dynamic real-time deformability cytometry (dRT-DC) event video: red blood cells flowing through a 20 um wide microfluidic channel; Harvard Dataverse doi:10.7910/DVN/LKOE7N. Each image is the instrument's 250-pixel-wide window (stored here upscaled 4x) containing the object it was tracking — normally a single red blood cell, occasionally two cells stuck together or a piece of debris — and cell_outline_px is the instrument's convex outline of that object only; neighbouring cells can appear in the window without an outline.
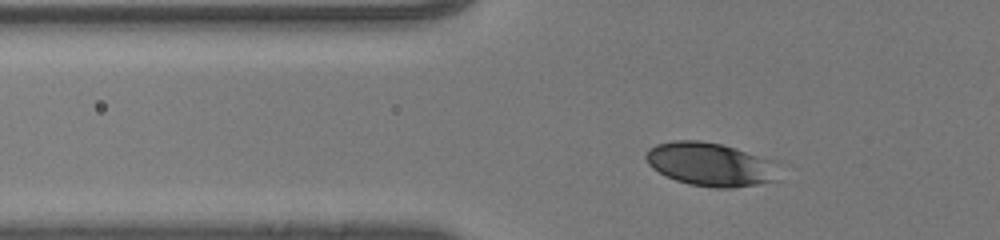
{"species": "human", "species_latin": "Homo sapiens", "temperature_condition": "room temperature", "stored_images_in_passage": 32, "camera_frame_rate_fps": 3000, "um_per_image_px": 0.085, "donor": {"sex": "male"}, "frame": {"image": 1, "passage_image": 6, "time_ms": 1.667, "image_size_px": [1000, 240], "cell_outline_px": [[780, 180], [732, 188], [716, 188], [688, 184], [676, 180], [652, 168], [648, 164], [644, 156], [648, 148], [656, 144], [672, 140], [700, 140], [720, 144], [780, 160]], "centroid_in_image_um": [60.49, 13.96], "position_along_channel_um": 65.3, "area_um2": 34.56}}
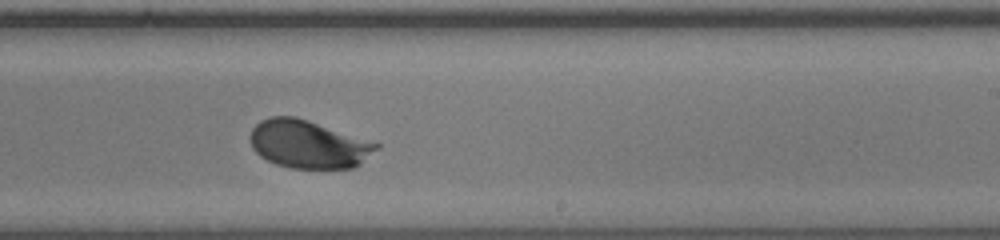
{"frame": {"image": 2, "passage_image": 21, "time_ms": 6.667, "image_size_px": [1000, 240], "cell_outline_px": [[380, 148], [356, 168], [292, 168], [276, 164], [260, 156], [252, 148], [248, 136], [252, 128], [260, 120], [268, 116], [296, 116], [380, 144]], "centroid_in_image_um": [26.19, 12.26], "position_along_channel_um": 262.8, "area_um2": 35.49}}
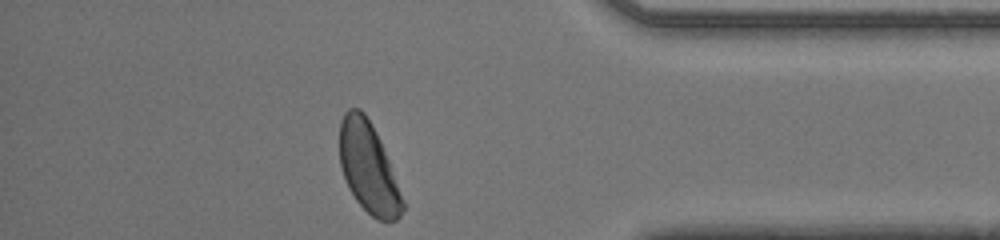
{"frame": {"image": 3, "passage_image": 32, "time_ms": 10.333, "image_size_px": [1000, 240], "cell_outline_px": [[404, 208], [400, 216], [396, 220], [376, 220], [356, 200], [348, 188], [340, 164], [340, 120], [344, 112], [348, 108], [360, 108], [364, 112], [372, 124], [380, 140], [388, 160], [404, 204]], "centroid_in_image_um": [31.28, 14.22], "position_along_channel_um": 403.9, "area_um2": 32.71}, "authors_computed_cell_mechanics": {"area_um2": 34.5933, "velocity_mm_per_s": 4.2742, "shape_relaxation_time_tau1_ms": 1.798, "shape_relaxation_time_tau2_ms": null, "deformation_change_tau1": 0.1065, "deformation_change_tau2": null}}